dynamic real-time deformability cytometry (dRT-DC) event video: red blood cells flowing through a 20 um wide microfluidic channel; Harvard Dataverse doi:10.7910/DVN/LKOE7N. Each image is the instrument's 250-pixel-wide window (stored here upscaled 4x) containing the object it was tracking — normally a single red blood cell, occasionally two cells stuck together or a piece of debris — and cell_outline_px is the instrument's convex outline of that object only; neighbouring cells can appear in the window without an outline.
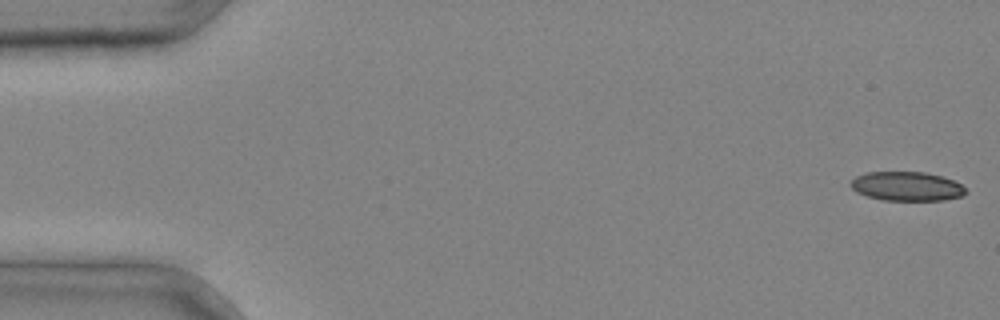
{"species": "common noctule bat (a hibernating species)", "species_latin": "Nyctalus noctula", "temperature_condition": "cold", "stored_images_in_passage": 4, "camera_frame_rate_fps": 3000, "um_per_image_px": 0.085, "animal": {"sex": "male", "body_mass_g": 20.4}, "frame": {"image": 1, "passage_image": 1, "time_ms": 0.0, "image_size_px": [1000, 320], "cell_outline_px": [[968, 192], [960, 196], [944, 200], [880, 200], [856, 192], [848, 184], [856, 176], [868, 172], [924, 172], [944, 176], [960, 184]], "centroid_in_image_um": [77.06, 15.83], "position_along_channel_um": 7.9, "area_um2": 19.54}}
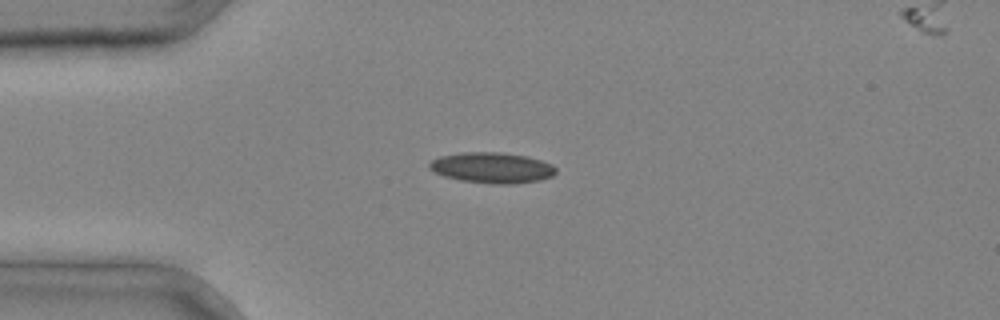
{"frame": {"image": 2, "passage_image": 3, "time_ms": 0.667, "image_size_px": [1000, 320], "cell_outline_px": [[556, 172], [552, 176], [540, 180], [512, 184], [492, 184], [460, 180], [444, 176], [428, 168], [428, 164], [432, 160], [440, 156], [460, 152], [500, 152], [528, 156], [552, 164], [556, 168]], "centroid_in_image_um": [41.82, 14.25], "position_along_channel_um": 43.2, "area_um2": 22.72}}